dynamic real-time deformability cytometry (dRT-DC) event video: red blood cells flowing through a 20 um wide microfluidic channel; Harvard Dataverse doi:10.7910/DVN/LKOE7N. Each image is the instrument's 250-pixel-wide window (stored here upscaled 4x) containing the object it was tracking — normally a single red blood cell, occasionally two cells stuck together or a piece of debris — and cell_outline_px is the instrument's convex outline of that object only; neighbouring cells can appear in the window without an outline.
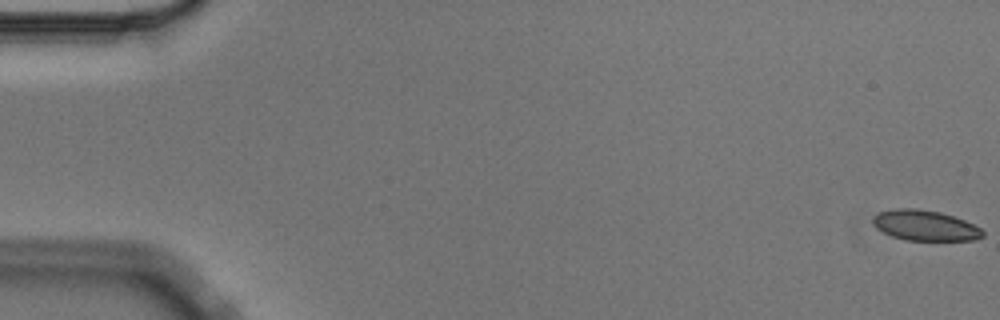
{"species": "Egyptian fruit bat (a non-hibernating species)", "species_latin": "Rousettus aegyptiacus", "temperature_condition": "cold", "stored_images_in_passage": 9, "camera_frame_rate_fps": 3000, "um_per_image_px": 0.085, "animal": {"sex": "male"}, "frame": {"image": 1, "passage_image": 1, "time_ms": 0.0, "image_size_px": [1000, 320], "cell_outline_px": [[984, 236], [976, 240], [904, 240], [892, 236], [876, 228], [872, 224], [872, 216], [880, 212], [896, 208], [916, 208], [940, 212], [964, 220], [980, 228], [984, 232]], "centroid_in_image_um": [78.6, 19.16], "position_along_channel_um": 6.4, "area_um2": 19.48}}
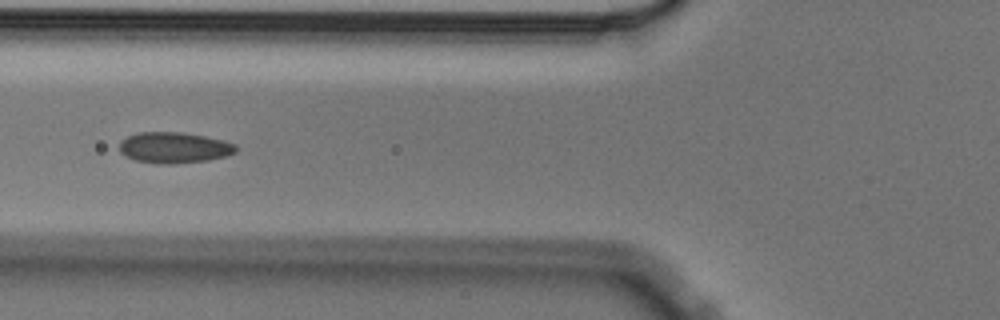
{"frame": {"image": 2, "passage_image": 7, "time_ms": 2.0, "image_size_px": [1000, 320], "cell_outline_px": [[236, 152], [228, 156], [208, 160], [172, 164], [156, 164], [136, 160], [124, 156], [120, 152], [120, 140], [136, 132], [180, 132], [204, 136], [224, 140], [236, 144]], "centroid_in_image_um": [14.79, 12.55], "position_along_channel_um": 111.0, "area_um2": 21.21}}
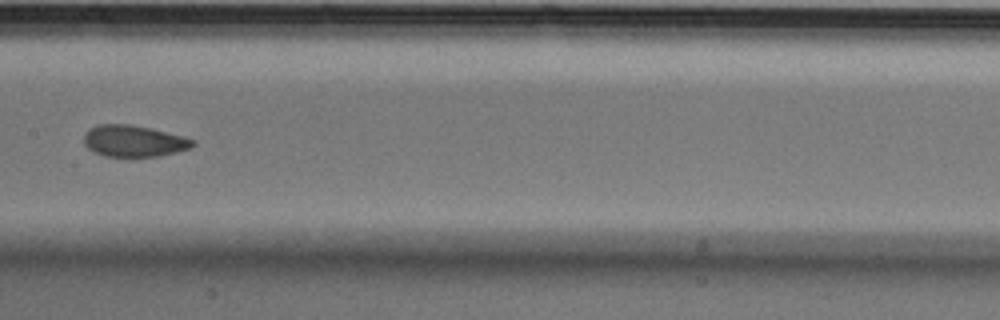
{"frame": {"image": 3, "passage_image": 9, "time_ms": 2.667, "image_size_px": [1000, 320], "cell_outline_px": [[196, 144], [192, 148], [160, 156], [104, 156], [92, 152], [84, 144], [84, 136], [88, 128], [100, 124], [132, 124], [184, 136], [196, 140]], "centroid_in_image_um": [11.39, 11.98], "position_along_channel_um": 196.0, "area_um2": 20.17}}